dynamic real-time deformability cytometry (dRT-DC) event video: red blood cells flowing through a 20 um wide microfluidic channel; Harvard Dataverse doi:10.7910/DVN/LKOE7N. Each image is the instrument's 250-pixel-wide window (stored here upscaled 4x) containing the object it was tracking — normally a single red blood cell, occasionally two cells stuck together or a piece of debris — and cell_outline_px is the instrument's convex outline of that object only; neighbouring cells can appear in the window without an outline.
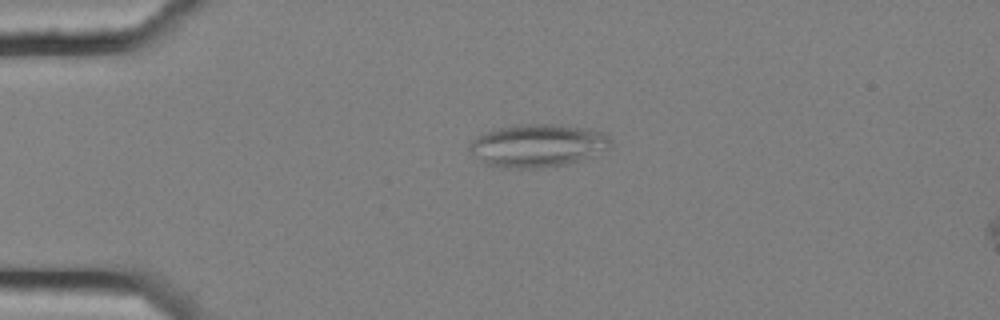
{"species": "common noctule bat (a hibernating species)", "species_latin": "Nyctalus noctula", "temperature_condition": "cold", "stored_images_in_passage": 6, "segment_of_instrument_passage": [1, 2], "camera_frame_rate_fps": 3000, "um_per_image_px": 0.085, "animal": {"sex": "female", "body_mass_g": 25.1}, "frame": {"image": 1, "passage_image": 4, "time_ms": 1.0, "image_size_px": [1000, 320], "cell_outline_px": [[612, 140], [608, 148], [592, 156], [580, 160], [564, 164], [540, 168], [500, 168], [488, 164], [472, 152], [468, 148], [468, 144], [476, 136], [492, 128], [520, 124], [560, 124], [588, 128], [608, 132]], "centroid_in_image_um": [45.73, 12.34], "position_along_channel_um": 39.3, "area_um2": 35.6}}